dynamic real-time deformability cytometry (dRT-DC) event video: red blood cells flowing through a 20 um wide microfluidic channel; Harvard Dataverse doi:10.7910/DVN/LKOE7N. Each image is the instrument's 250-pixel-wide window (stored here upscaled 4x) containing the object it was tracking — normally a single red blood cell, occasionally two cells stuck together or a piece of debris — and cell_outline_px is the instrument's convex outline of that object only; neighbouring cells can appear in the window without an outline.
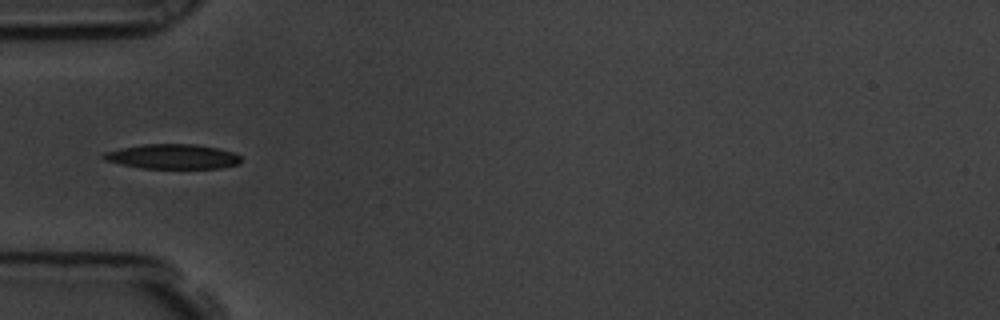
{"species": "common noctule bat (a hibernating species)", "species_latin": "Nyctalus noctula", "temperature_condition": "room temperature", "stored_images_in_passage": 40, "camera_frame_rate_fps": 3000, "um_per_image_px": 0.085, "animal": {"sex": "male", "body_mass_g": 19.5, "forearm_length_mm": 54.6}, "frame": {"image": 1, "passage_image": 1, "time_ms": 0.0, "image_size_px": [1000, 320], "cell_outline_px": [[240, 164], [220, 168], [140, 168], [120, 164], [104, 160], [100, 156], [104, 152], [120, 148], [144, 144], [196, 144], [220, 148], [232, 152], [240, 156]], "centroid_in_image_um": [14.65, 13.3], "position_along_channel_um": 70.3, "area_um2": 19.94}}
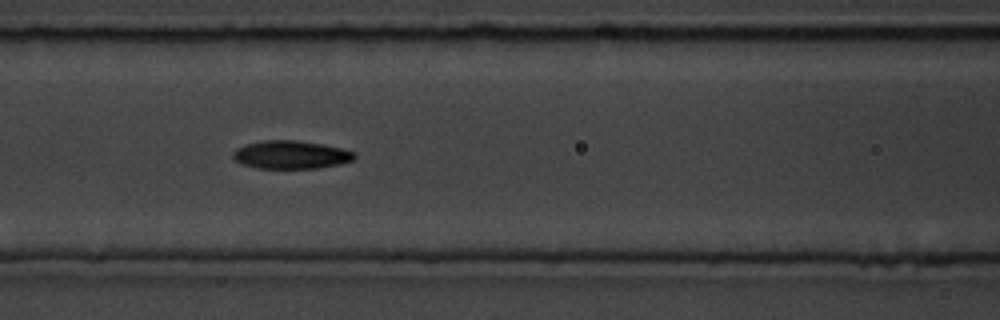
{"frame": {"image": 2, "passage_image": 7, "time_ms": 2.0, "image_size_px": [1000, 320], "cell_outline_px": [[356, 156], [352, 160], [340, 164], [316, 168], [256, 168], [240, 164], [232, 156], [232, 152], [236, 148], [248, 144], [264, 140], [296, 140], [324, 144], [356, 152]], "centroid_in_image_um": [24.72, 13.15], "position_along_channel_um": 141.9, "area_um2": 19.94}}
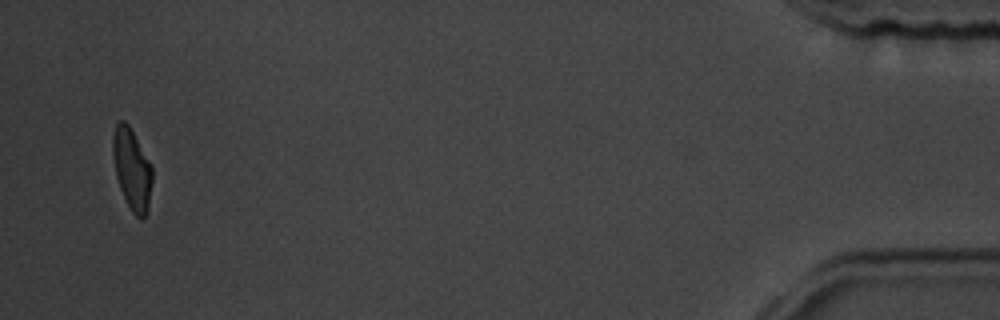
{"frame": {"image": 3, "passage_image": 38, "time_ms": 12.333, "image_size_px": [1000, 320], "cell_outline_px": [[152, 180], [148, 208], [144, 220], [140, 220], [132, 212], [120, 188], [116, 176], [112, 156], [112, 136], [116, 124], [120, 120], [124, 120], [128, 124], [152, 164]], "centroid_in_image_um": [11.21, 14.37], "position_along_channel_um": 424.0, "area_um2": 18.79}, "authors_computed_cell_mechanics": {"area_um2": 19.652, "velocity_mm_per_s": 3.5546, "shape_relaxation_time_tau1_ms": 3.1343, "shape_relaxation_time_tau2_ms": 5.544, "deformation_change_tau1": 0.1608, "deformation_change_tau2": 0.1274}}